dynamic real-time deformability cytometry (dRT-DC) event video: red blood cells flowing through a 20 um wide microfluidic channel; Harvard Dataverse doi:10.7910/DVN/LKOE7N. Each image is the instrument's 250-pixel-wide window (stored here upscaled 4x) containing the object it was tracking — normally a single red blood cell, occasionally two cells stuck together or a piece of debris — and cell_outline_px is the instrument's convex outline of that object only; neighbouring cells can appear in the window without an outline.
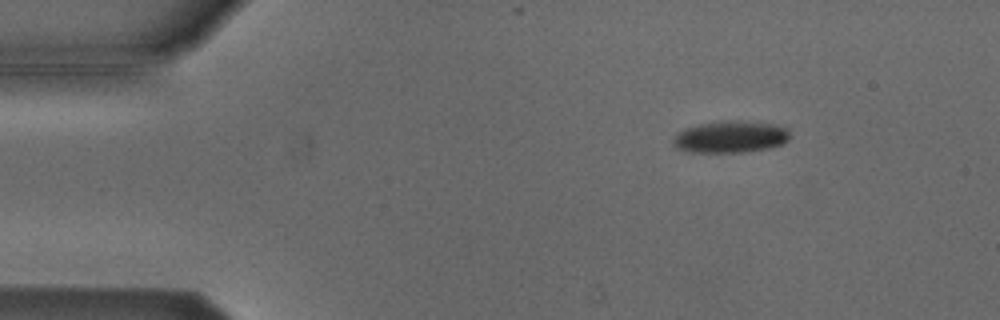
{"species": "Egyptian fruit bat (a non-hibernating species)", "species_latin": "Rousettus aegyptiacus", "temperature_condition": "cold", "stored_images_in_passage": 6, "camera_frame_rate_fps": 3000, "um_per_image_px": 0.085, "animal": {"sex": "male"}, "frame": {"image": 1, "passage_image": 3, "time_ms": 0.667, "image_size_px": [1000, 320], "cell_outline_px": [[788, 140], [784, 144], [768, 148], [740, 152], [692, 152], [676, 148], [672, 144], [672, 136], [676, 132], [684, 128], [696, 124], [720, 120], [736, 120], [772, 124], [788, 128]], "centroid_in_image_um": [62.02, 11.62], "position_along_channel_um": 23.0, "area_um2": 21.96}}
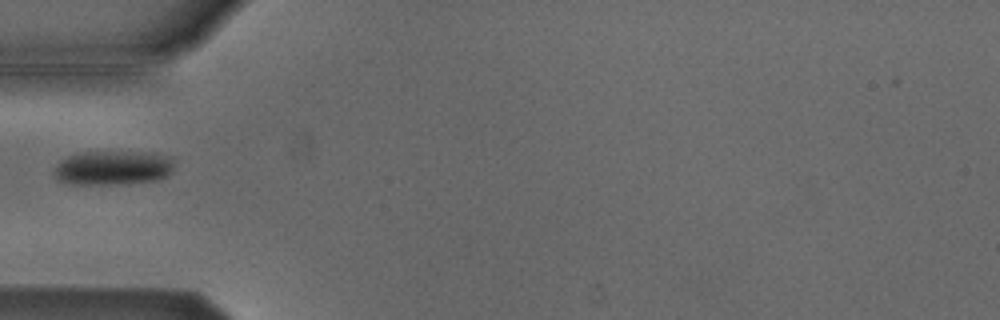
{"frame": {"image": 2, "passage_image": 5, "time_ms": 1.333, "image_size_px": [1000, 320], "cell_outline_px": [[172, 172], [168, 176], [156, 180], [128, 184], [68, 184], [56, 180], [56, 164], [60, 160], [68, 156], [84, 152], [156, 152], [172, 156]], "centroid_in_image_um": [9.64, 14.27], "position_along_channel_um": 75.4, "area_um2": 24.33}}
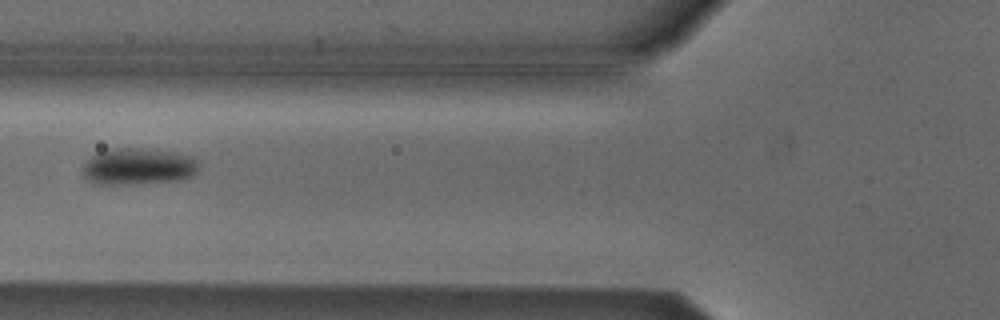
{"frame": {"image": 3, "passage_image": 6, "time_ms": 1.667, "image_size_px": [1000, 320], "cell_outline_px": [[196, 172], [192, 176], [176, 180], [112, 184], [100, 184], [88, 180], [84, 172], [84, 164], [92, 156], [100, 152], [112, 148], [140, 148], [176, 152], [196, 156]], "centroid_in_image_um": [11.78, 14.12], "position_along_channel_um": 114.0, "area_um2": 24.22}}